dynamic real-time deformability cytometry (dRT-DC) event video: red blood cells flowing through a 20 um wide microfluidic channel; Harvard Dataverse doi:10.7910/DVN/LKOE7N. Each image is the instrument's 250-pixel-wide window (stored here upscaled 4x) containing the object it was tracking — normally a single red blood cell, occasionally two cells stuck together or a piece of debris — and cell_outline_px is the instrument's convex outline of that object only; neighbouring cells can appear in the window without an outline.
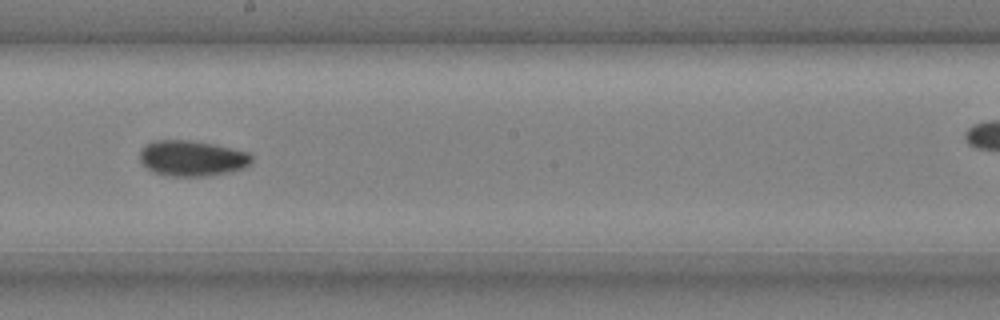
{"species": "common noctule bat (a hibernating species)", "species_latin": "Nyctalus noctula", "temperature_condition": "cold", "stored_images_in_passage": 9, "segment_of_instrument_passage": [1, 2], "camera_frame_rate_fps": 3000, "um_per_image_px": 0.085, "animal": {"sex": "male", "body_mass_g": 20.4}, "frame": {"image": 1, "passage_image": 8, "time_ms": 2.333, "image_size_px": [1000, 320], "cell_outline_px": [[252, 160], [244, 168], [228, 172], [204, 176], [168, 176], [156, 172], [148, 168], [140, 160], [140, 148], [156, 140], [192, 140], [212, 144], [248, 152], [252, 156]], "centroid_in_image_um": [16.31, 13.45], "position_along_channel_um": 231.9, "area_um2": 22.95}}